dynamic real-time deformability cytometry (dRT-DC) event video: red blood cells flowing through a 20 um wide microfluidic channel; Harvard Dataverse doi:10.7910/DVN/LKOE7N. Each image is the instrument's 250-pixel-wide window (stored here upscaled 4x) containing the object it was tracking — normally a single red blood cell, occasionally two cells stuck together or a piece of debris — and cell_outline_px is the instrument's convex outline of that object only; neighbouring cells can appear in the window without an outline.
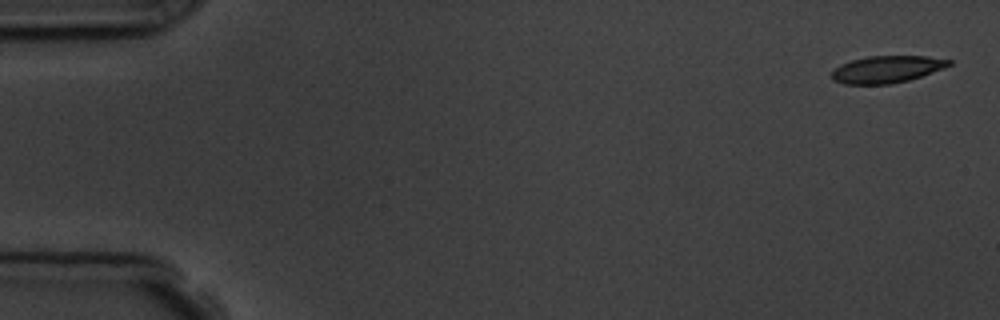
{"species": "common noctule bat (a hibernating species)", "species_latin": "Nyctalus noctula", "temperature_condition": "room temperature", "stored_images_in_passage": 5, "camera_frame_rate_fps": 3000, "um_per_image_px": 0.085, "animal": {"sex": "male", "body_mass_g": 19.5, "forearm_length_mm": 54.6}, "frame": {"image": 1, "passage_image": 1, "time_ms": 0.0, "image_size_px": [1000, 320], "cell_outline_px": [[952, 64], [944, 68], [908, 80], [892, 84], [844, 84], [832, 80], [832, 72], [840, 64], [852, 60], [868, 56], [928, 56], [952, 60]], "centroid_in_image_um": [75.38, 5.89], "position_along_channel_um": 9.6, "area_um2": 18.44}}
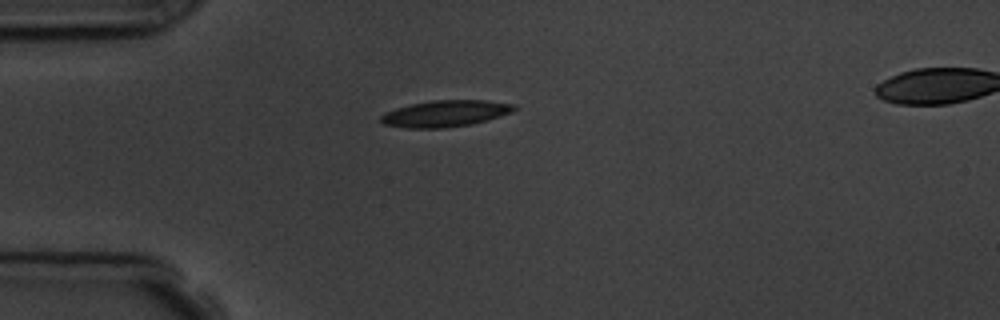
{"frame": {"image": 2, "passage_image": 4, "time_ms": 4.333, "image_size_px": [1000, 320], "cell_outline_px": [[516, 108], [512, 112], [488, 120], [472, 124], [444, 128], [408, 128], [384, 124], [380, 120], [380, 116], [384, 112], [396, 108], [412, 104], [432, 100], [484, 100], [516, 104]], "centroid_in_image_um": [37.86, 9.65], "position_along_channel_um": 47.1, "area_um2": 20.58}}